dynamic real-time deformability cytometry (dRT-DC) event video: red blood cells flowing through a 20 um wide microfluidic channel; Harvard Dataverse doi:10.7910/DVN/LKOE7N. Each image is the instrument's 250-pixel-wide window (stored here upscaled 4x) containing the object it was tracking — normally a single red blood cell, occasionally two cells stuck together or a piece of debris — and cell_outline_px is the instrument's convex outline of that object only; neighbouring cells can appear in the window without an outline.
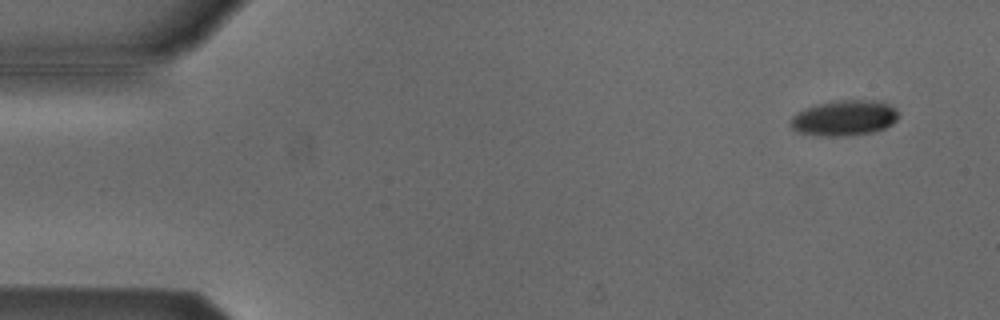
{"species": "Egyptian fruit bat (a non-hibernating species)", "species_latin": "Rousettus aegyptiacus", "temperature_condition": "cold", "stored_images_in_passage": 54, "camera_frame_rate_fps": 3000, "um_per_image_px": 0.085, "animal": {"sex": "male"}, "frame": {"image": 1, "passage_image": 4, "time_ms": 1.0, "image_size_px": [1000, 320], "cell_outline_px": [[900, 116], [892, 124], [884, 128], [872, 132], [848, 136], [820, 136], [796, 132], [792, 128], [792, 116], [796, 112], [804, 108], [816, 104], [840, 100], [884, 100], [896, 108]], "centroid_in_image_um": [71.8, 10.02], "position_along_channel_um": 13.2, "area_um2": 22.66}}
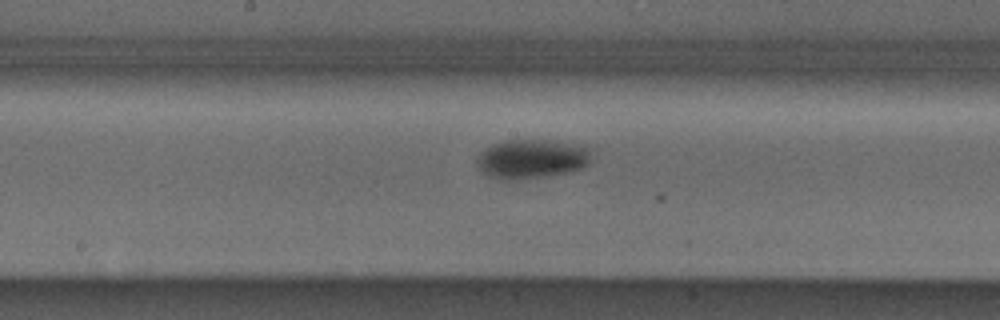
{"frame": {"image": 2, "passage_image": 28, "time_ms": 9.0, "image_size_px": [1000, 320], "cell_outline_px": [[592, 144], [588, 164], [580, 168], [568, 172], [544, 176], [516, 180], [500, 180], [488, 176], [476, 164], [476, 160], [480, 152], [492, 144], [508, 140], [552, 140]], "centroid_in_image_um": [45.24, 13.48], "position_along_channel_um": 203.0, "area_um2": 26.65}}
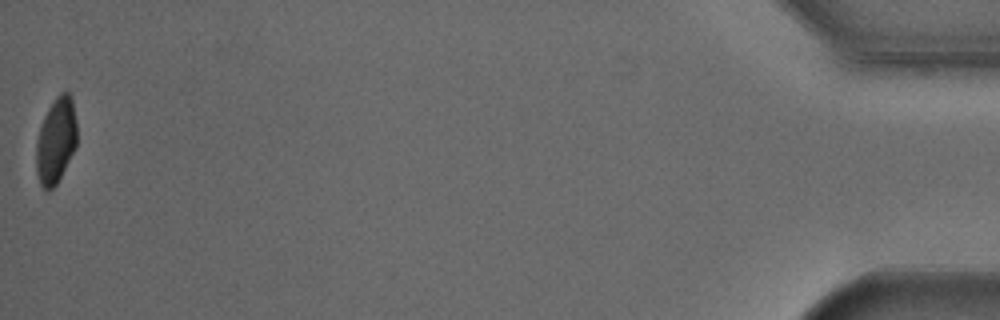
{"frame": {"image": 3, "passage_image": 54, "time_ms": 17.667, "image_size_px": [1000, 320], "cell_outline_px": [[76, 148], [56, 184], [48, 192], [40, 184], [36, 172], [36, 140], [44, 116], [48, 108], [56, 96], [60, 92], [68, 92], [72, 96], [76, 120]], "centroid_in_image_um": [4.75, 11.94], "position_along_channel_um": 430.4, "area_um2": 20.46}, "authors_computed_cell_mechanics": {"area_um2": 23.5824, "velocity_mm_per_s": 3.8085, "shape_relaxation_time_tau1_ms": 2.346, "shape_relaxation_time_tau2_ms": null, "deformation_change_tau1": 0.1105, "deformation_change_tau2": null}}